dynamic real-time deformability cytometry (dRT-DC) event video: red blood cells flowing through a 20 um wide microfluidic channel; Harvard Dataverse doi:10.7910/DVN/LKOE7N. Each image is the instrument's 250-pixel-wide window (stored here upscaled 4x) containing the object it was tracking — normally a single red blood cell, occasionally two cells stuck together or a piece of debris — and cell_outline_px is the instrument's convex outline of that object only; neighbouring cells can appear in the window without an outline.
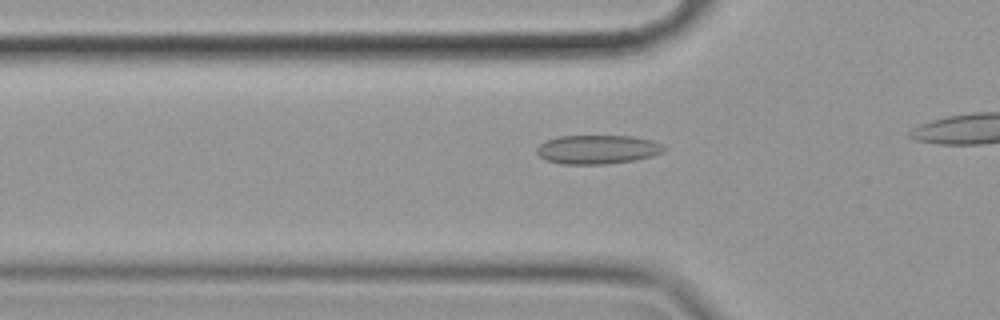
{"species": "common noctule bat (a hibernating species)", "species_latin": "Nyctalus noctula", "temperature_condition": "cold", "stored_images_in_passage": 14, "camera_frame_rate_fps": 3000, "um_per_image_px": 0.085, "animal": {"sex": "female", "body_mass_g": 19.9}, "frame": {"image": 1, "passage_image": 8, "time_ms": 2.333, "image_size_px": [1000, 320], "cell_outline_px": [[668, 148], [664, 152], [652, 156], [632, 160], [604, 164], [560, 164], [548, 160], [540, 156], [536, 152], [536, 148], [540, 144], [548, 140], [560, 136], [632, 136], [652, 140], [664, 144]], "centroid_in_image_um": [50.84, 12.7], "position_along_channel_um": 75.0, "area_um2": 21.44}}
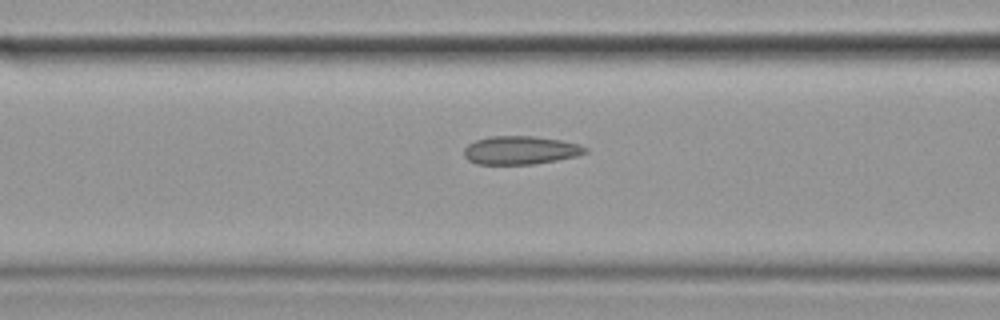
{"frame": {"image": 2, "passage_image": 12, "time_ms": 3.667, "image_size_px": [1000, 320], "cell_outline_px": [[588, 152], [576, 156], [556, 160], [532, 164], [476, 164], [468, 160], [464, 156], [464, 148], [468, 144], [476, 140], [488, 136], [532, 136], [560, 140], [580, 144], [588, 148]], "centroid_in_image_um": [44.23, 12.76], "position_along_channel_um": 122.4, "area_um2": 20.06}}